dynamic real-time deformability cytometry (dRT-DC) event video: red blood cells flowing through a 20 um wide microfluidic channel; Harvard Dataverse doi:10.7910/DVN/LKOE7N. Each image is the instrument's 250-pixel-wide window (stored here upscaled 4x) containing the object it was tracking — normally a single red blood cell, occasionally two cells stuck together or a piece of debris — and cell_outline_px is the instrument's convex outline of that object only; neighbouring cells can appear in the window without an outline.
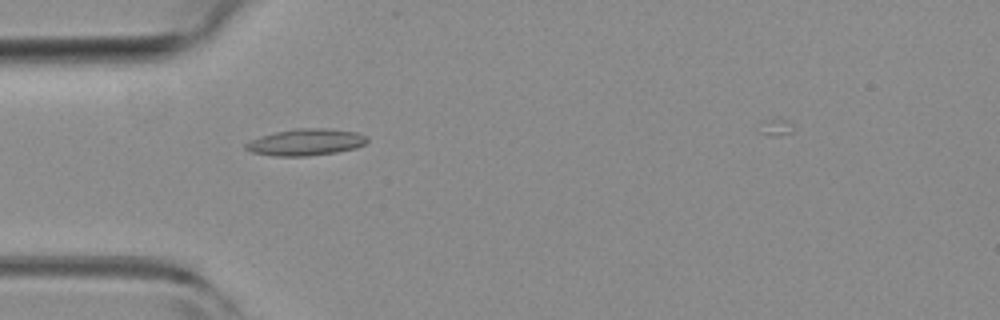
{"species": "common noctule bat (a hibernating species)", "species_latin": "Nyctalus noctula", "temperature_condition": "room temperature", "stored_images_in_passage": 2, "camera_frame_rate_fps": 3000, "um_per_image_px": 0.085, "animal": {"sex": "female", "body_mass_g": 19.3, "forearm_length_mm": 54.1}, "frame": {"image": 1, "passage_image": 2, "time_ms": 0.333, "image_size_px": [1000, 320], "cell_outline_px": [[368, 140], [364, 144], [356, 148], [336, 152], [304, 156], [276, 156], [252, 152], [244, 148], [244, 144], [260, 136], [276, 132], [296, 128], [328, 128], [356, 132], [368, 136]], "centroid_in_image_um": [26.01, 12.08], "position_along_channel_um": 59.0, "area_um2": 18.79}}